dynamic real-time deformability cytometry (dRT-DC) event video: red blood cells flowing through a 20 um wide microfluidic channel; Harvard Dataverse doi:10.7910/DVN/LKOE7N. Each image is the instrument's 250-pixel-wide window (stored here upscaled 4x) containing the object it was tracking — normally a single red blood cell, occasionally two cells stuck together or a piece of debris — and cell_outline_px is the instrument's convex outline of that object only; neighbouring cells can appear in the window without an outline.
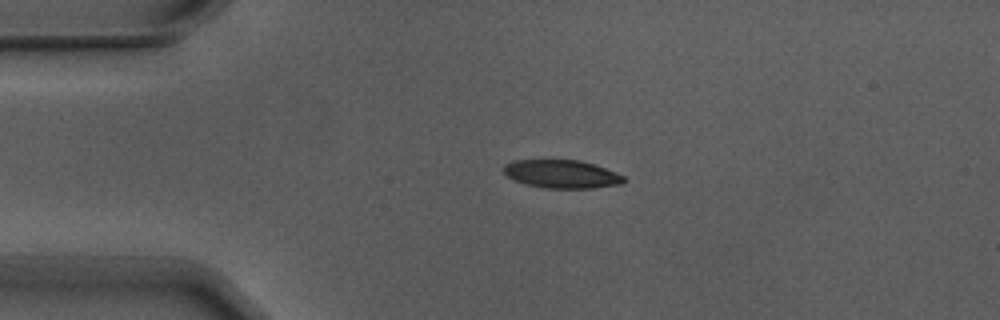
{"species": "Egyptian fruit bat (a non-hibernating species)", "species_latin": "Rousettus aegyptiacus", "temperature_condition": "warm", "stored_images_in_passage": 5, "camera_frame_rate_fps": 3000, "um_per_image_px": 0.085, "animal": {"sex": "male"}, "frame": {"image": 1, "passage_image": 4, "time_ms": 1.0, "image_size_px": [1000, 320], "cell_outline_px": [[624, 184], [592, 188], [548, 188], [524, 184], [512, 180], [504, 172], [504, 164], [512, 160], [580, 160], [616, 172], [624, 176]], "centroid_in_image_um": [47.73, 14.8], "position_along_channel_um": 37.3, "area_um2": 19.77}}